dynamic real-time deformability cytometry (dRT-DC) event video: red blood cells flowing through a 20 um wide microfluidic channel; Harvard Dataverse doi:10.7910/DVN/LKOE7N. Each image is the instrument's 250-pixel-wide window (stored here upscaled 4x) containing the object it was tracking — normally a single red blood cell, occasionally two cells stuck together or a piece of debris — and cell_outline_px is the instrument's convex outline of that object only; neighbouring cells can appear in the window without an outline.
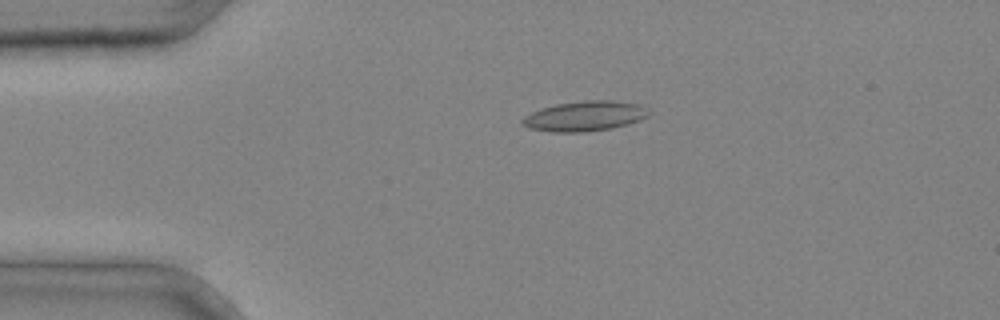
{"species": "common noctule bat (a hibernating species)", "species_latin": "Nyctalus noctula", "temperature_condition": "cold", "stored_images_in_passage": 2, "camera_frame_rate_fps": 3000, "um_per_image_px": 0.085, "animal": {"sex": "male", "body_mass_g": 20.4}, "frame": {"image": 1, "passage_image": 1, "time_ms": 0.0, "image_size_px": [1000, 320], "cell_outline_px": [[652, 112], [648, 116], [640, 120], [628, 124], [612, 128], [580, 132], [552, 132], [528, 128], [520, 120], [524, 116], [540, 108], [556, 104], [584, 100], [612, 100], [644, 104]], "centroid_in_image_um": [49.76, 9.85], "position_along_channel_um": 35.2, "area_um2": 22.43}}